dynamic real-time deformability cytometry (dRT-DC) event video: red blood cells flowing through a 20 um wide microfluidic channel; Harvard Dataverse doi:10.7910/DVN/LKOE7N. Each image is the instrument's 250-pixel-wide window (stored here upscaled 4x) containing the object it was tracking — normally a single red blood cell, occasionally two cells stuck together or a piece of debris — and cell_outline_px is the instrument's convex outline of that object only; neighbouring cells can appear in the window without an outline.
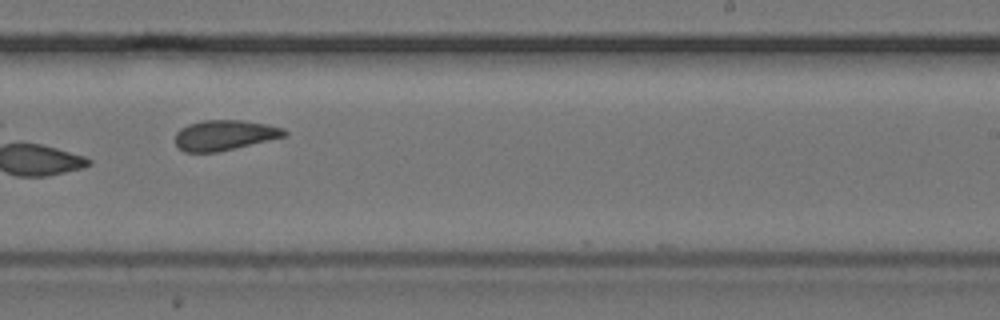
{"species": "common noctule bat (a hibernating species)", "species_latin": "Nyctalus noctula", "temperature_condition": "cold", "stored_images_in_passage": 10, "camera_frame_rate_fps": 3000, "um_per_image_px": 0.085, "animal": {"sex": "female", "body_mass_g": 24.6, "forearm_length_mm": 56.2}, "frame": {"image": 1, "passage_image": 9, "time_ms": 10.667, "image_size_px": [1000, 320], "cell_outline_px": [[288, 136], [216, 152], [184, 152], [176, 144], [176, 132], [180, 128], [188, 124], [204, 120], [240, 120], [268, 124], [284, 128], [288, 132]], "centroid_in_image_um": [19.11, 11.48], "position_along_channel_um": 269.9, "area_um2": 19.25}}
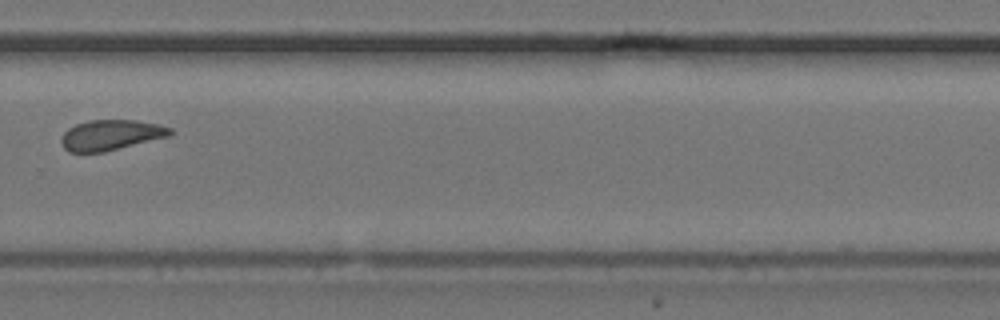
{"frame": {"image": 2, "passage_image": 10, "time_ms": 12.0, "image_size_px": [1000, 320], "cell_outline_px": [[172, 132], [168, 136], [104, 152], [68, 152], [64, 148], [60, 140], [60, 136], [68, 128], [76, 124], [88, 120], [136, 120], [160, 124], [172, 128]], "centroid_in_image_um": [9.39, 11.47], "position_along_channel_um": 320.4, "area_um2": 19.31}}